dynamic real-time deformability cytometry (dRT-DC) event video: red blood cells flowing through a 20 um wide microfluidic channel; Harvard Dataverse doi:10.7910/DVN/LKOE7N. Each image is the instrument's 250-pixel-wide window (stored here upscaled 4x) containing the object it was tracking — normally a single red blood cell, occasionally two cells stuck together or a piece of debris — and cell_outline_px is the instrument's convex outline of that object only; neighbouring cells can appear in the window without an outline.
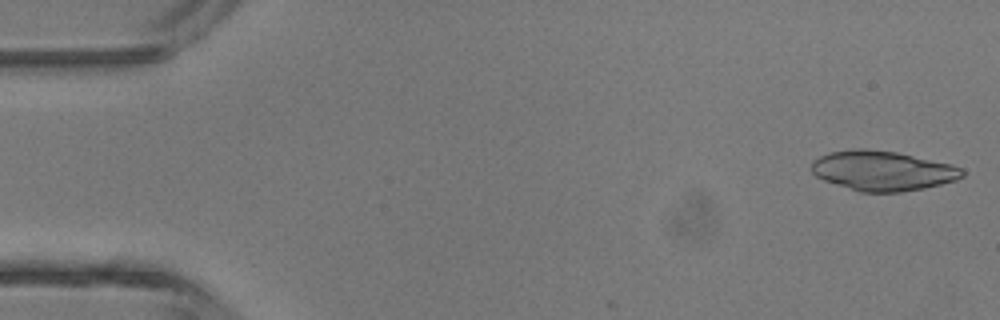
{"species": "common noctule bat (a hibernating species)", "species_latin": "Nyctalus noctula", "temperature_condition": "room temperature", "stored_images_in_passage": 4, "camera_frame_rate_fps": 3000, "um_per_image_px": 0.085, "animal": {"sex": "male", "body_mass_g": 13.3}, "frame": {"image": 1, "passage_image": 4, "time_ms": 3.667, "image_size_px": [1000, 320], "cell_outline_px": [[964, 176], [956, 180], [924, 188], [900, 192], [860, 192], [824, 180], [816, 176], [812, 172], [812, 160], [828, 152], [856, 148], [864, 148], [896, 152], [952, 164], [964, 168]], "centroid_in_image_um": [75.03, 14.5], "position_along_channel_um": 10.0, "area_um2": 35.03}}